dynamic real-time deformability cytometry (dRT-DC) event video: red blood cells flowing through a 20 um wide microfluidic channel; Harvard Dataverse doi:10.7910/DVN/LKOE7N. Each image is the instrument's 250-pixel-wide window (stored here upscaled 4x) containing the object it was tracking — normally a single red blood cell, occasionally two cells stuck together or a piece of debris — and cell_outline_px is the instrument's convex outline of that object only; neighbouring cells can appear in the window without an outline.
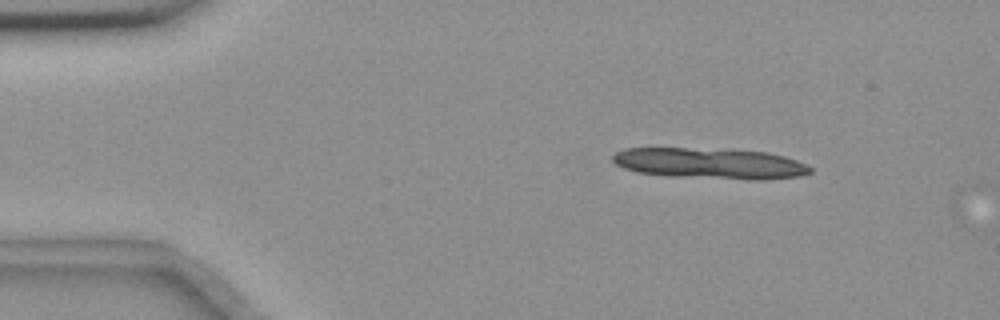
{"species": "common noctule bat (a hibernating species)", "species_latin": "Nyctalus noctula", "temperature_condition": "room temperature", "stored_images_in_passage": 11, "camera_frame_rate_fps": 3000, "um_per_image_px": 0.085, "animal": {"sex": "female", "body_mass_g": 18.4}, "frame": {"image": 1, "passage_image": 7, "time_ms": 2.0, "image_size_px": [1000, 320], "cell_outline_px": [[812, 172], [800, 176], [668, 176], [636, 172], [624, 168], [616, 164], [612, 160], [612, 156], [616, 152], [624, 148], [688, 148], [768, 152], [784, 156], [808, 164], [812, 168]], "centroid_in_image_um": [60.19, 13.83], "position_along_channel_um": 24.8, "area_um2": 33.58}}